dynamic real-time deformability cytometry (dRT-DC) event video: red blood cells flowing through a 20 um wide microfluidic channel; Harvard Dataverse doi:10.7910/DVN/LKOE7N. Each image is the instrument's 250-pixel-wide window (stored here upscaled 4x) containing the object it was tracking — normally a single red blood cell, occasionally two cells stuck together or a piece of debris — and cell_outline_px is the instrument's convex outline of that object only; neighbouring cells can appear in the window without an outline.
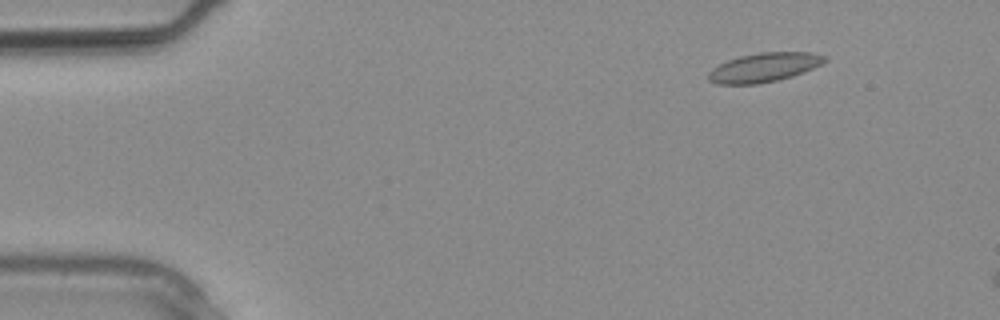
{"species": "common noctule bat (a hibernating species)", "species_latin": "Nyctalus noctula", "temperature_condition": "warm", "stored_images_in_passage": 3, "camera_frame_rate_fps": 3000, "um_per_image_px": 0.085, "animal": {"sex": "male", "body_mass_g": 20.4}, "frame": {"image": 1, "passage_image": 1, "time_ms": 0.0, "image_size_px": [1000, 320], "cell_outline_px": [[828, 60], [804, 72], [792, 76], [776, 80], [756, 84], [716, 84], [708, 80], [708, 72], [712, 68], [728, 60], [740, 56], [760, 52], [812, 52], [828, 56]], "centroid_in_image_um": [64.95, 5.72], "position_along_channel_um": 20.0, "area_um2": 19.71}}